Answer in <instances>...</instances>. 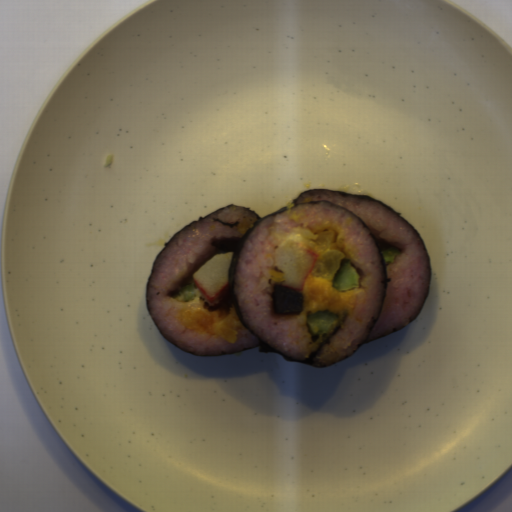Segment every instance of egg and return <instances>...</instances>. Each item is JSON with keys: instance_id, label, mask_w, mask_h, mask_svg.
Listing matches in <instances>:
<instances>
[{"instance_id": "d2b9013d", "label": "egg", "mask_w": 512, "mask_h": 512, "mask_svg": "<svg viewBox=\"0 0 512 512\" xmlns=\"http://www.w3.org/2000/svg\"><path fill=\"white\" fill-rule=\"evenodd\" d=\"M177 320L192 331L213 334L229 344L237 342V319L228 309L212 307L198 288L194 289V298L180 311Z\"/></svg>"}, {"instance_id": "2799bb9f", "label": "egg", "mask_w": 512, "mask_h": 512, "mask_svg": "<svg viewBox=\"0 0 512 512\" xmlns=\"http://www.w3.org/2000/svg\"><path fill=\"white\" fill-rule=\"evenodd\" d=\"M302 294L301 312L309 315L318 311L329 310L335 314H350L353 312L355 292L339 291L333 287L332 279L319 278L309 273L303 289L297 290Z\"/></svg>"}]
</instances>
